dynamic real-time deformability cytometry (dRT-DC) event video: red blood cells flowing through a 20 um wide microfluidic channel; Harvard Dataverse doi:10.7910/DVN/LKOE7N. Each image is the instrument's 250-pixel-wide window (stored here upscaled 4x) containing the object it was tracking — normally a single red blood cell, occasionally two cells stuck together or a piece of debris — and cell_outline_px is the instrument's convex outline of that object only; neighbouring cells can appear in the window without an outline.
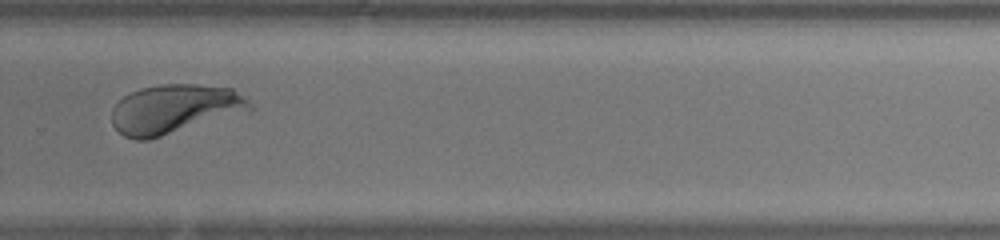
{"species": "human", "species_latin": "Homo sapiens", "temperature_condition": "warm", "stored_images_in_passage": 31, "camera_frame_rate_fps": 3000, "um_per_image_px": 0.085, "donor": {"sex": "female"}, "frame": {"image": 1, "passage_image": 18, "time_ms": 5.667, "image_size_px": [1000, 240], "cell_outline_px": [[252, 108], [148, 140], [136, 140], [124, 136], [112, 124], [112, 108], [124, 96], [140, 88], [160, 84], [196, 84], [232, 88], [248, 100], [252, 104]], "centroid_in_image_um": [14.76, 9.25], "position_along_channel_um": 315.0, "area_um2": 38.61}}